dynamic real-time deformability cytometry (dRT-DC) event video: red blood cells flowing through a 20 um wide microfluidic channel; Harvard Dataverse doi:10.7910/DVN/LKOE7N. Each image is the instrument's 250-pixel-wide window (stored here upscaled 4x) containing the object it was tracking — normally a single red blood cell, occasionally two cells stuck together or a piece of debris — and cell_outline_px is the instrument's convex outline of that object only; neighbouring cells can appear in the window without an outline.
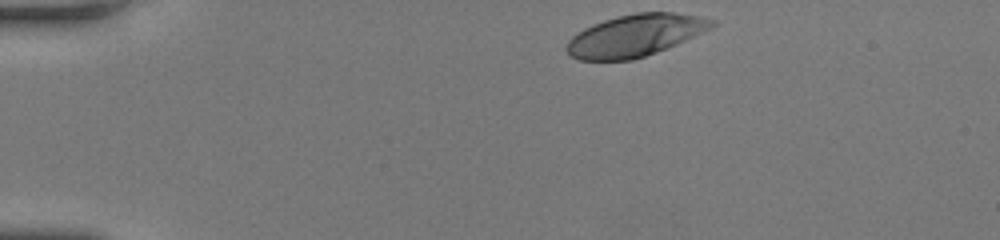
{"species": "human", "species_latin": "Homo sapiens", "temperature_condition": "room temperature", "stored_images_in_passage": 35, "camera_frame_rate_fps": 3000, "um_per_image_px": 0.085, "donor": {"sex": "female"}, "frame": {"image": 1, "passage_image": 1, "time_ms": 0.0, "image_size_px": [1000, 240], "cell_outline_px": [[716, 24], [712, 28], [676, 44], [656, 52], [632, 60], [580, 60], [572, 56], [564, 48], [568, 40], [572, 36], [584, 28], [592, 24], [616, 16], [636, 12], [672, 12], [700, 16], [716, 20]], "centroid_in_image_um": [53.99, 3.0], "position_along_channel_um": 31.0, "area_um2": 35.49}}
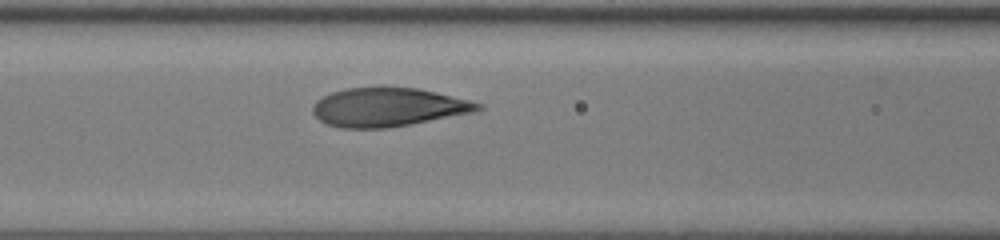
{"frame": {"image": 2, "passage_image": 14, "time_ms": 4.333, "image_size_px": [1000, 240], "cell_outline_px": [[484, 108], [476, 112], [408, 124], [384, 128], [340, 128], [328, 124], [320, 120], [312, 112], [312, 104], [316, 100], [332, 92], [348, 88], [416, 88], [468, 100], [484, 104]], "centroid_in_image_um": [32.98, 9.12], "position_along_channel_um": 133.6, "area_um2": 36.76}}
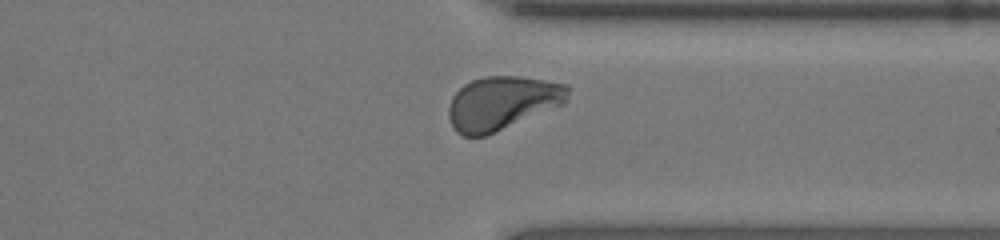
{"frame": {"image": 3, "passage_image": 31, "time_ms": 10.0, "image_size_px": [1000, 240], "cell_outline_px": [[568, 100], [564, 104], [484, 136], [464, 136], [456, 132], [452, 128], [448, 116], [448, 108], [452, 96], [464, 84], [472, 80], [484, 76], [520, 76], [568, 84]], "centroid_in_image_um": [42.66, 8.74], "position_along_channel_um": 368.7, "area_um2": 37.22}, "authors_computed_cell_mechanics": {"area_um2": 36.7608, "velocity_mm_per_s": 4.1343, "shape_relaxation_time_tau1_ms": 3.238, "shape_relaxation_time_tau2_ms": null, "deformation_change_tau1": 0.1865, "deformation_change_tau2": null}}